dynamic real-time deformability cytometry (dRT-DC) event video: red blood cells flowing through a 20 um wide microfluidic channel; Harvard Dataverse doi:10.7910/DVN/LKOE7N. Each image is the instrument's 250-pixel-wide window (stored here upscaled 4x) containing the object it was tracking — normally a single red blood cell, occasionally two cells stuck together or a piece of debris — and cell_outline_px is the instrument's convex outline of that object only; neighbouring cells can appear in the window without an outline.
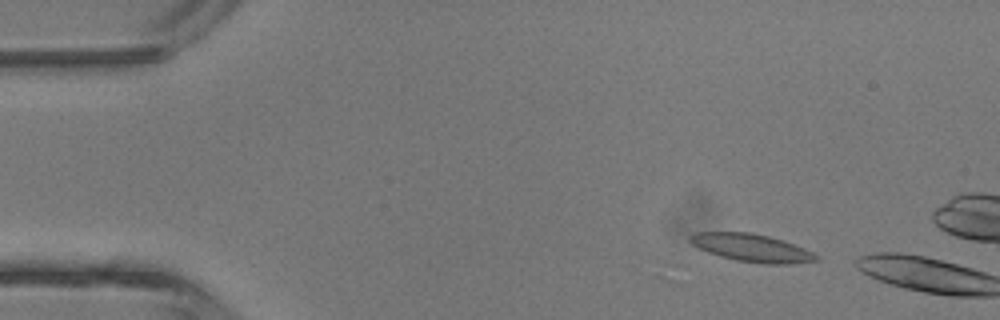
{"species": "common noctule bat (a hibernating species)", "species_latin": "Nyctalus noctula", "temperature_condition": "room temperature", "stored_images_in_passage": 2, "camera_frame_rate_fps": 3000, "um_per_image_px": 0.085, "animal": {"sex": "male", "body_mass_g": 13.3}, "frame": {"image": 1, "passage_image": 1, "time_ms": 0.0, "image_size_px": [1000, 320], "cell_outline_px": [[820, 260], [792, 264], [764, 264], [736, 260], [720, 256], [708, 252], [692, 244], [688, 240], [688, 236], [696, 232], [752, 232], [784, 240], [804, 248], [820, 256]], "centroid_in_image_um": [63.92, 21.07], "position_along_channel_um": 21.1, "area_um2": 20.58}}